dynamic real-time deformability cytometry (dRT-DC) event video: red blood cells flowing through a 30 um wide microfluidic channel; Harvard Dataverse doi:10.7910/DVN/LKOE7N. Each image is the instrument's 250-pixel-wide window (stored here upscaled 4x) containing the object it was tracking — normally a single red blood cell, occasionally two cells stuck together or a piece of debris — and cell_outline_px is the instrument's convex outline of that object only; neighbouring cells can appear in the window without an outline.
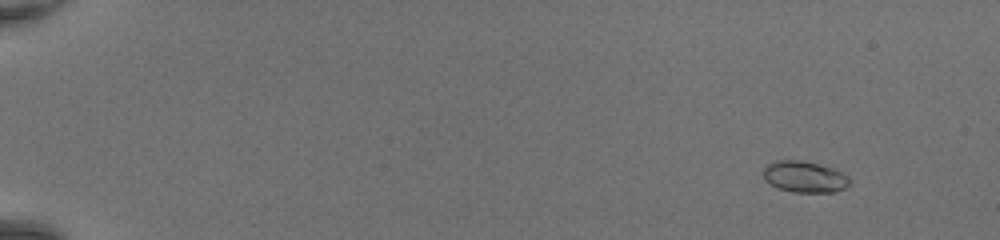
{"species": "common noctule bat (a hibernating species)", "species_latin": "Nyctalus noctula", "temperature_condition": "room temperature", "stored_images_in_passage": 51, "camera_frame_rate_fps": 3000, "um_per_image_px": 0.085, "animal": {"sex": "female", "body_mass_g": 20.0, "forearm_length_mm": 54.0}, "frame": {"image": 1, "passage_image": 6, "time_ms": 1.667, "image_size_px": [1000, 240], "cell_outline_px": [[852, 184], [844, 188], [832, 192], [792, 192], [776, 188], [764, 180], [764, 168], [768, 164], [776, 160], [800, 160], [832, 168], [848, 176], [852, 180]], "centroid_in_image_um": [68.39, 15.04], "position_along_channel_um": 16.6, "area_um2": 15.78}}
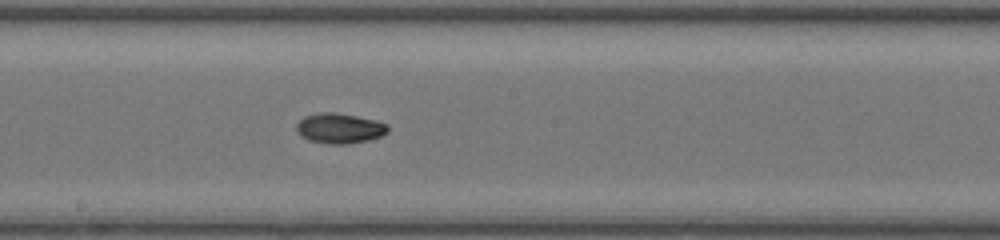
{"frame": {"image": 2, "passage_image": 31, "time_ms": 10.0, "image_size_px": [1000, 240], "cell_outline_px": [[388, 132], [380, 136], [368, 140], [348, 144], [328, 144], [308, 140], [300, 136], [296, 132], [296, 124], [304, 116], [320, 112], [336, 112], [376, 120], [388, 124]], "centroid_in_image_um": [28.84, 10.9], "position_along_channel_um": 219.4, "area_um2": 16.24}}
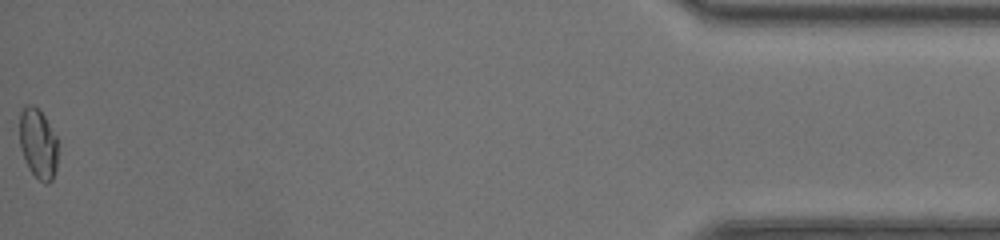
{"frame": {"image": 3, "passage_image": 51, "time_ms": 16.667, "image_size_px": [1000, 240], "cell_outline_px": [[56, 168], [52, 180], [48, 184], [44, 184], [28, 168], [20, 148], [20, 112], [28, 104], [32, 104], [44, 116], [56, 136]], "centroid_in_image_um": [3.22, 12.23], "position_along_channel_um": 432.0, "area_um2": 15.37}, "authors_computed_cell_mechanics": {"area_um2": 15.606, "velocity_mm_per_s": 4.4043, "shape_relaxation_time_tau1_ms": 5.2021, "shape_relaxation_time_tau2_ms": 2.8168, "deformation_change_tau1": 0.1559, "deformation_change_tau2": 0.0544}}